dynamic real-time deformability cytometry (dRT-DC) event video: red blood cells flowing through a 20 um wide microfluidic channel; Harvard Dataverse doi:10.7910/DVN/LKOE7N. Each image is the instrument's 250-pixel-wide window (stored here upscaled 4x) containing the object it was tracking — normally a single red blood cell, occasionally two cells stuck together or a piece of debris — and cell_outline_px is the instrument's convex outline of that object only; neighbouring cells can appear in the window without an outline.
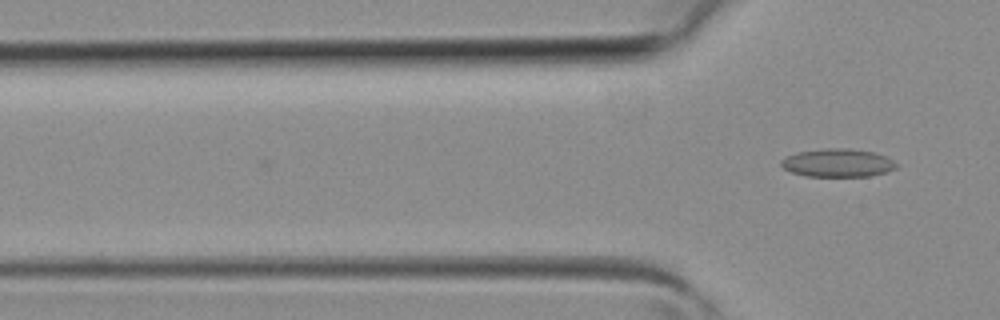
{"species": "common noctule bat (a hibernating species)", "species_latin": "Nyctalus noctula", "temperature_condition": "room temperature", "stored_images_in_passage": 3, "camera_frame_rate_fps": 3000, "um_per_image_px": 0.085, "animal": {"sex": "female", "body_mass_g": 19.3, "forearm_length_mm": 54.1}, "frame": {"image": 1, "passage_image": 3, "time_ms": 0.667, "image_size_px": [1000, 320], "cell_outline_px": [[900, 164], [896, 168], [884, 172], [868, 176], [804, 176], [792, 172], [784, 168], [780, 164], [780, 160], [796, 152], [824, 148], [848, 148], [872, 152], [884, 156]], "centroid_in_image_um": [71.18, 13.84], "position_along_channel_um": 54.6, "area_um2": 18.84}}